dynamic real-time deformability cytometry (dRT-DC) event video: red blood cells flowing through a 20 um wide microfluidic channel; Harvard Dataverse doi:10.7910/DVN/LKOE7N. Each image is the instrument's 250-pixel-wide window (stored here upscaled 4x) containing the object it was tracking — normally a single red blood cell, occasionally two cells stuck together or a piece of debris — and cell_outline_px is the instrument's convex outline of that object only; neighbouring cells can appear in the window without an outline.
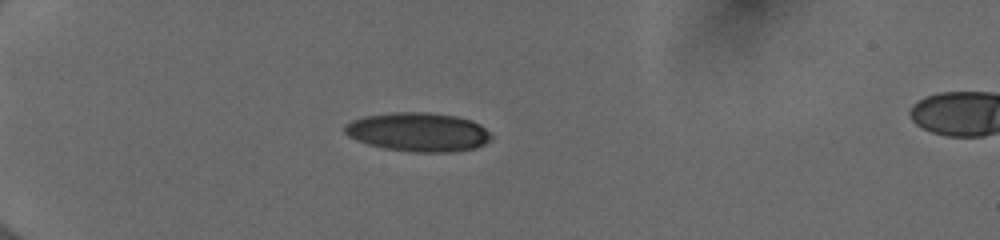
{"species": "human", "species_latin": "Homo sapiens", "temperature_condition": "cold", "stored_images_in_passage": 38, "camera_frame_rate_fps": 3000, "um_per_image_px": 0.085, "donor": {"sex": "female"}, "frame": {"image": 1, "passage_image": 1, "time_ms": 0.0, "image_size_px": [1000, 240], "cell_outline_px": [[492, 140], [476, 148], [452, 152], [412, 152], [384, 148], [368, 144], [356, 140], [348, 136], [344, 132], [344, 124], [352, 120], [364, 116], [392, 112], [428, 112], [456, 116], [472, 120], [480, 124], [492, 136]], "centroid_in_image_um": [35.54, 11.22], "position_along_channel_um": 49.5, "area_um2": 33.47}}
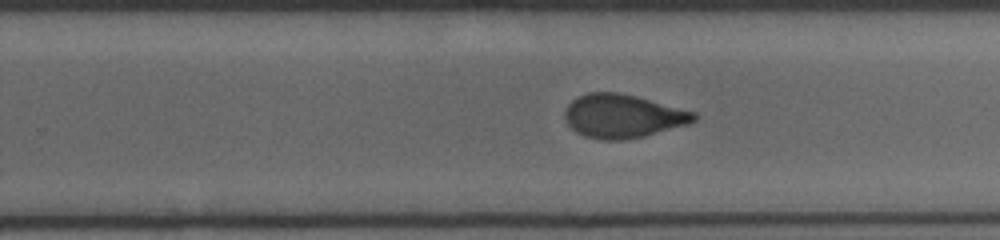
{"frame": {"image": 2, "passage_image": 21, "time_ms": 6.667, "image_size_px": [1000, 240], "cell_outline_px": [[696, 120], [688, 124], [644, 136], [620, 140], [600, 140], [584, 136], [576, 132], [568, 124], [564, 116], [564, 112], [568, 104], [572, 100], [588, 92], [620, 92], [636, 96], [696, 112]], "centroid_in_image_um": [52.92, 9.87], "position_along_channel_um": 276.9, "area_um2": 32.71}}
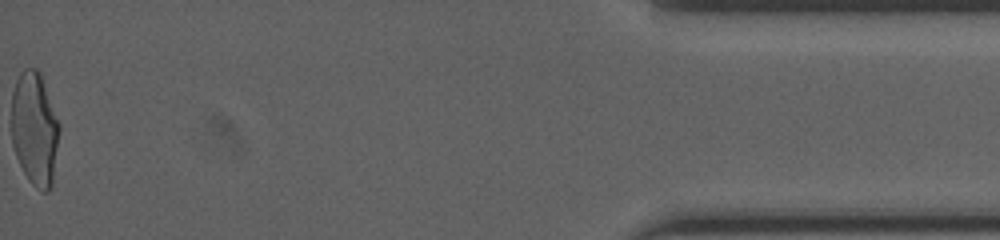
{"frame": {"image": 3, "passage_image": 38, "time_ms": 12.333, "image_size_px": [1000, 240], "cell_outline_px": [[60, 128], [52, 184], [48, 192], [44, 192], [36, 188], [28, 180], [16, 156], [12, 144], [12, 92], [16, 80], [20, 72], [24, 68], [36, 68], [40, 72], [60, 124]], "centroid_in_image_um": [2.95, 10.94], "position_along_channel_um": 432.3, "area_um2": 31.73}, "authors_computed_cell_mechanics": {"area_um2": 32.7726, "velocity_mm_per_s": 4.022, "shape_relaxation_time_tau1_ms": 5.1162, "shape_relaxation_time_tau2_ms": 1.5031, "deformation_change_tau1": 0.1695, "deformation_change_tau2": 0.0741}}